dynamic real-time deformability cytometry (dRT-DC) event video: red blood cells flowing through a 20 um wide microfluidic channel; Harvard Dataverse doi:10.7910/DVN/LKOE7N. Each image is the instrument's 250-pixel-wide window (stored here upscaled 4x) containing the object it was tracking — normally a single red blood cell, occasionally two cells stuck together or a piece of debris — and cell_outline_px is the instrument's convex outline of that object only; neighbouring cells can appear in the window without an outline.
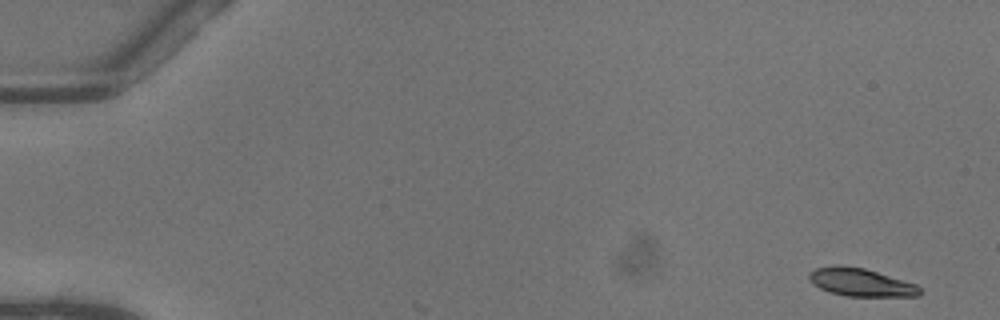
{"species": "common noctule bat (a hibernating species)", "species_latin": "Nyctalus noctula", "temperature_condition": "warm", "stored_images_in_passage": 50, "camera_frame_rate_fps": 3000, "um_per_image_px": 0.085, "animal": {"sex": "female"}, "frame": {"image": 1, "passage_image": 1, "time_ms": 0.0, "image_size_px": [1000, 320], "cell_outline_px": [[920, 296], [848, 296], [828, 292], [812, 284], [808, 280], [808, 272], [816, 268], [840, 264], [864, 268], [916, 284], [920, 288]], "centroid_in_image_um": [73.11, 23.99], "position_along_channel_um": 11.9, "area_um2": 18.09}}
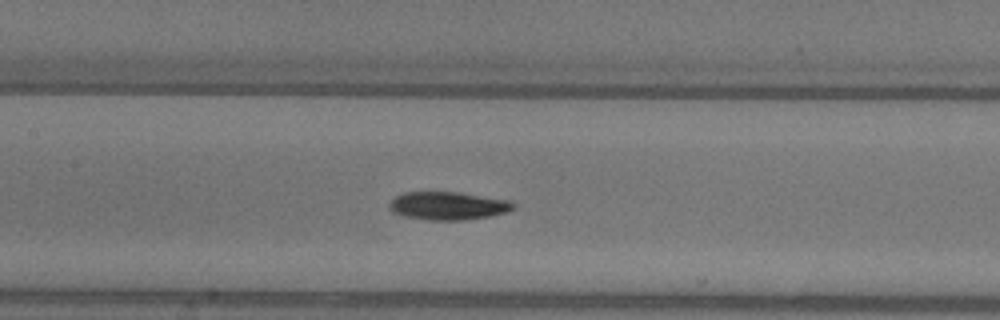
{"frame": {"image": 2, "passage_image": 24, "time_ms": 7.667, "image_size_px": [1000, 320], "cell_outline_px": [[512, 208], [508, 212], [488, 216], [460, 220], [428, 220], [404, 216], [392, 212], [388, 208], [388, 204], [396, 196], [404, 192], [460, 192], [512, 200]], "centroid_in_image_um": [38.05, 17.48], "position_along_channel_um": 169.3, "area_um2": 20.29}}
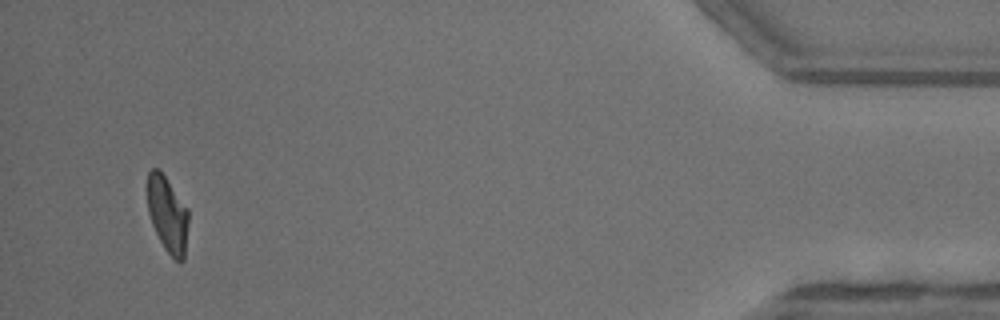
{"frame": {"image": 3, "passage_image": 48, "time_ms": 15.667, "image_size_px": [1000, 320], "cell_outline_px": [[188, 224], [184, 260], [176, 260], [164, 248], [152, 224], [148, 212], [148, 172], [152, 168], [160, 168], [188, 208]], "centroid_in_image_um": [14.25, 18.17], "position_along_channel_um": 421.0, "area_um2": 18.15}, "authors_computed_cell_mechanics": {"area_um2": 19.3341, "velocity_mm_per_s": 4.0728, "shape_relaxation_time_tau1_ms": 5.1908, "shape_relaxation_time_tau2_ms": 3.8982, "deformation_change_tau1": 0.1949, "deformation_change_tau2": 0.0956}}